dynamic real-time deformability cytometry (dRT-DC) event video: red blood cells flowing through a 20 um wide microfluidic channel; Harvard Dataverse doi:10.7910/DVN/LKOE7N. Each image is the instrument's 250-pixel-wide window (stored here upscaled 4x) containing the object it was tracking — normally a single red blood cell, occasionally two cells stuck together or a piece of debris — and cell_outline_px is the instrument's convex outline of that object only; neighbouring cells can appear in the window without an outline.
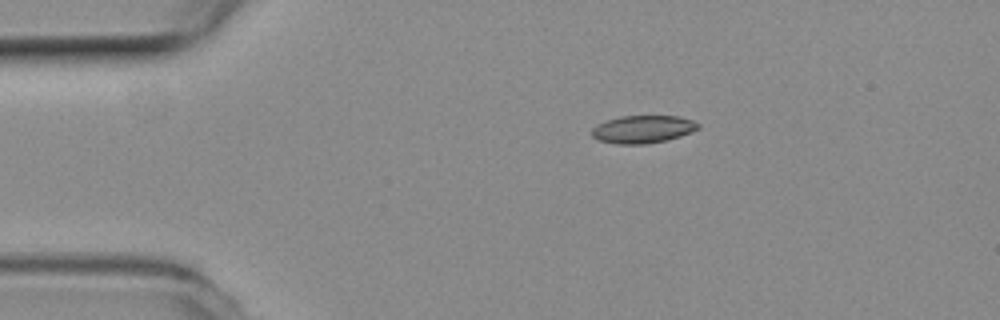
{"species": "common noctule bat (a hibernating species)", "species_latin": "Nyctalus noctula", "temperature_condition": "room temperature", "stored_images_in_passage": 5, "camera_frame_rate_fps": 3000, "um_per_image_px": 0.085, "animal": {"sex": "female", "body_mass_g": 19.3, "forearm_length_mm": 54.1}, "frame": {"image": 1, "passage_image": 1, "time_ms": 0.0, "image_size_px": [1000, 320], "cell_outline_px": [[700, 128], [692, 132], [668, 140], [644, 144], [616, 144], [600, 140], [592, 136], [592, 128], [596, 124], [608, 120], [624, 116], [676, 116], [692, 120], [700, 124]], "centroid_in_image_um": [54.66, 10.99], "position_along_channel_um": 30.3, "area_um2": 17.11}}
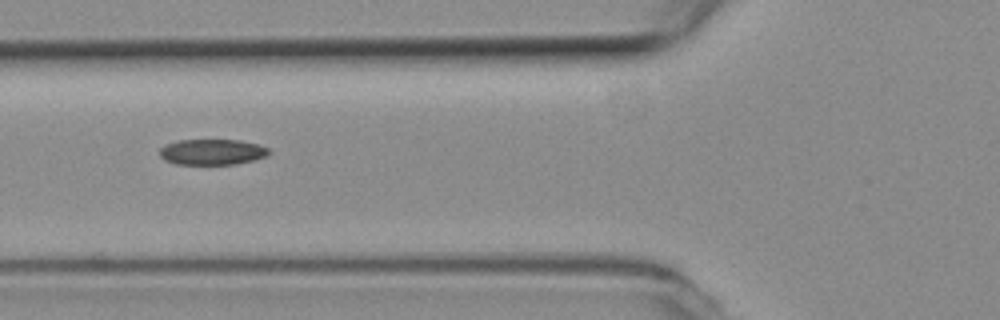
{"frame": {"image": 2, "passage_image": 4, "time_ms": 1.0, "image_size_px": [1000, 320], "cell_outline_px": [[272, 152], [268, 156], [236, 164], [176, 164], [164, 160], [160, 156], [160, 148], [164, 144], [176, 140], [240, 140], [256, 144], [268, 148]], "centroid_in_image_um": [18.02, 12.91], "position_along_channel_um": 107.8, "area_um2": 16.47}}
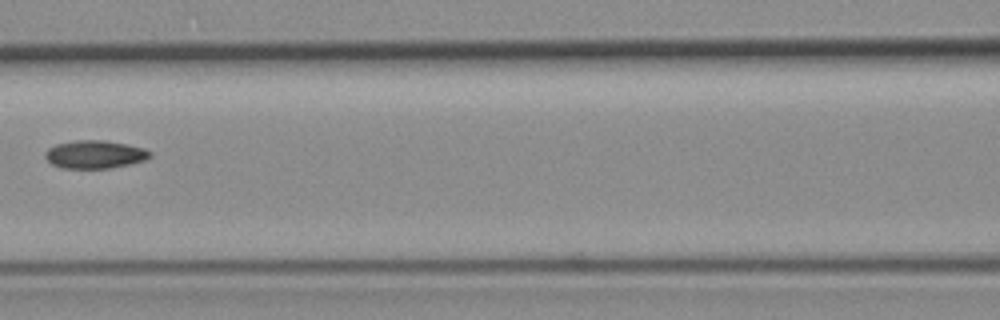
{"frame": {"image": 3, "passage_image": 5, "time_ms": 1.333, "image_size_px": [1000, 320], "cell_outline_px": [[152, 156], [144, 160], [112, 168], [60, 168], [52, 164], [44, 156], [44, 152], [48, 148], [56, 144], [76, 140], [104, 140], [128, 144], [144, 148], [152, 152]], "centroid_in_image_um": [8.06, 13.12], "position_along_channel_um": 158.5, "area_um2": 17.22}}